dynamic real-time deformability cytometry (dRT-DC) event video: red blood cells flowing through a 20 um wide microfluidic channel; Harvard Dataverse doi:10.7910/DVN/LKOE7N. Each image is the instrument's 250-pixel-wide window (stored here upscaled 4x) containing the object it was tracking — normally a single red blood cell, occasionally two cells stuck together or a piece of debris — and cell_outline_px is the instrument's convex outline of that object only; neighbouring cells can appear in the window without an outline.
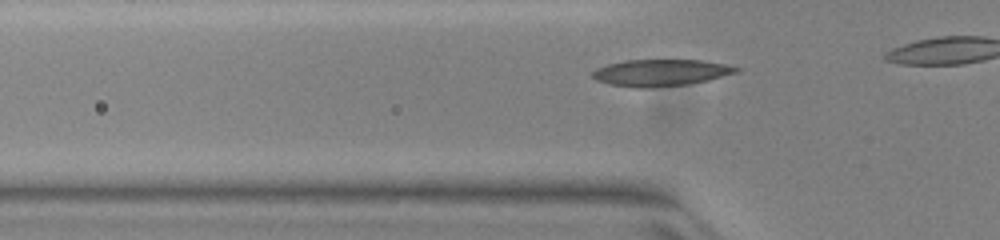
{"species": "common noctule bat (a hibernating species)", "species_latin": "Nyctalus noctula", "temperature_condition": "warm", "stored_images_in_passage": 9, "camera_frame_rate_fps": 3000, "um_per_image_px": 0.085, "animal": {"sex": "female", "body_mass_g": 23.0, "forearm_length_mm": 53.4}, "frame": {"image": 1, "passage_image": 4, "time_ms": 1.0, "image_size_px": [1000, 240], "cell_outline_px": [[740, 72], [708, 80], [688, 84], [648, 88], [632, 88], [612, 84], [596, 80], [592, 76], [592, 72], [596, 68], [608, 64], [624, 60], [704, 60], [724, 64], [740, 68]], "centroid_in_image_um": [56.17, 6.18], "position_along_channel_um": 69.6, "area_um2": 22.43}}
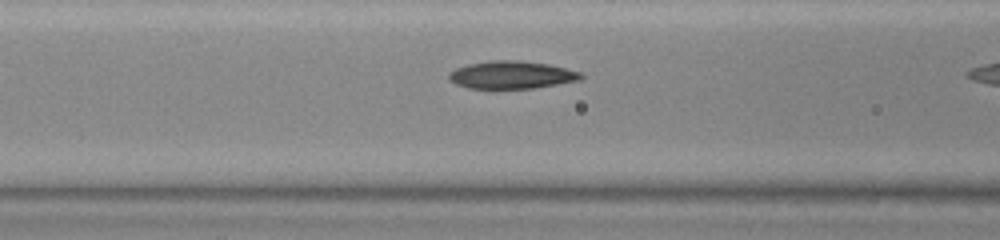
{"frame": {"image": 2, "passage_image": 8, "time_ms": 2.333, "image_size_px": [1000, 240], "cell_outline_px": [[584, 76], [576, 80], [556, 84], [532, 88], [468, 88], [456, 84], [448, 76], [448, 72], [456, 68], [468, 64], [492, 60], [520, 60], [548, 64], [580, 72]], "centroid_in_image_um": [43.44, 6.35], "position_along_channel_um": 123.2, "area_um2": 20.98}}